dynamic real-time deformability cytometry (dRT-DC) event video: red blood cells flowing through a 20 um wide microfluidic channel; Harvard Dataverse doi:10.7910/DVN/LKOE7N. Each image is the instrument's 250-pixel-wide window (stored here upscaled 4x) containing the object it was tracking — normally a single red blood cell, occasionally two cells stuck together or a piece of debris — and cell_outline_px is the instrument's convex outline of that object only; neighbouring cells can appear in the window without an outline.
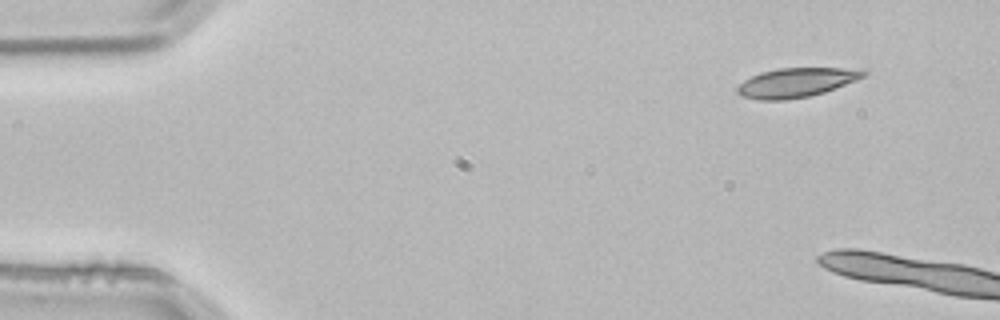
{"species": "common noctule bat (a hibernating species)", "species_latin": "Nyctalus noctula", "temperature_condition": "room temperature", "stored_images_in_passage": 4, "camera_frame_rate_fps": 3000, "um_per_image_px": 0.085, "animal": {"sex": "male", "body_mass_g": 21.5, "forearm_length_mm": 52.0}, "frame": {"image": 1, "passage_image": 1, "time_ms": 0.0, "image_size_px": [1000, 320], "cell_outline_px": [[868, 72], [864, 76], [856, 80], [824, 92], [808, 96], [784, 100], [760, 100], [744, 96], [736, 92], [736, 88], [744, 80], [760, 72], [776, 68], [864, 68]], "centroid_in_image_um": [67.7, 7.0], "position_along_channel_um": 17.3, "area_um2": 21.5}}
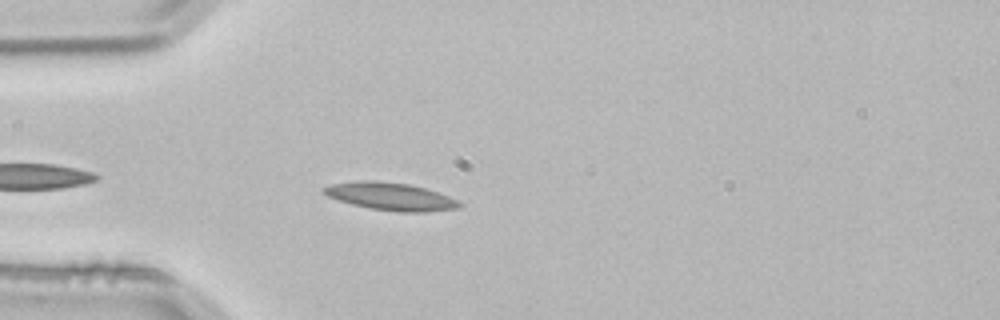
{"frame": {"image": 2, "passage_image": 4, "time_ms": 1.0, "image_size_px": [1000, 320], "cell_outline_px": [[464, 204], [460, 208], [424, 212], [400, 212], [368, 208], [352, 204], [328, 196], [320, 192], [320, 188], [328, 184], [356, 180], [380, 180], [408, 184], [424, 188], [448, 196]], "centroid_in_image_um": [33.13, 16.68], "position_along_channel_um": 51.9, "area_um2": 22.08}}